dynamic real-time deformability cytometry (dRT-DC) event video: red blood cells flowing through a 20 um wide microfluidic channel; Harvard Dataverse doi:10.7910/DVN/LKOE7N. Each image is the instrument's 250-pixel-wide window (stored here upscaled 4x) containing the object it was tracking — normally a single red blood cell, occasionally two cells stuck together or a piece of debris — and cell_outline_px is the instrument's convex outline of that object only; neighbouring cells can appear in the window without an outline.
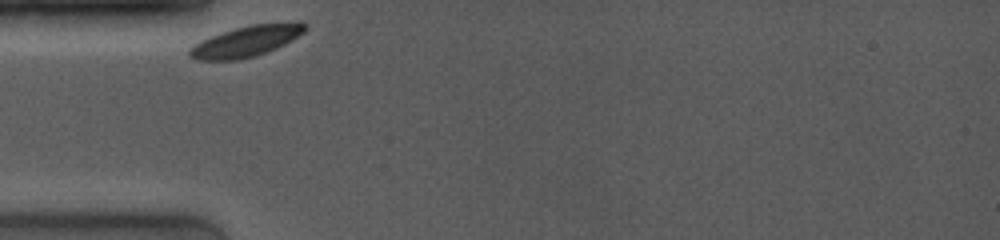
{"species": "common noctule bat (a hibernating species)", "species_latin": "Nyctalus noctula", "temperature_condition": "room temperature", "stored_images_in_passage": 14, "camera_frame_rate_fps": 4000, "um_per_image_px": 0.085, "animal": {"sex": "female", "body_mass_g": 19.0, "forearm_length_mm": 53.3}, "frame": {"image": 1, "passage_image": 1, "time_ms": 0.0, "image_size_px": [1000, 240], "cell_outline_px": [[308, 28], [304, 32], [284, 44], [276, 48], [240, 60], [196, 60], [188, 56], [188, 48], [200, 40], [248, 24], [300, 20]], "centroid_in_image_um": [20.94, 3.48], "position_along_channel_um": 64.1, "area_um2": 20.92}}
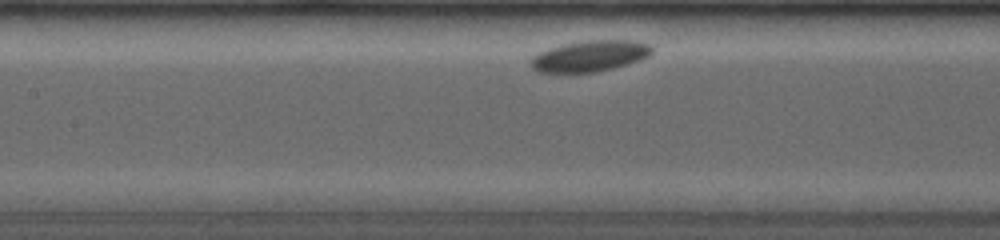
{"frame": {"image": 2, "passage_image": 8, "time_ms": 2.75, "image_size_px": [1000, 240], "cell_outline_px": [[652, 52], [648, 56], [640, 60], [628, 64], [596, 72], [536, 72], [532, 68], [532, 56], [548, 48], [564, 44], [584, 40], [636, 40], [648, 44], [652, 48]], "centroid_in_image_um": [50.15, 4.75], "position_along_channel_um": 157.2, "area_um2": 21.85}}